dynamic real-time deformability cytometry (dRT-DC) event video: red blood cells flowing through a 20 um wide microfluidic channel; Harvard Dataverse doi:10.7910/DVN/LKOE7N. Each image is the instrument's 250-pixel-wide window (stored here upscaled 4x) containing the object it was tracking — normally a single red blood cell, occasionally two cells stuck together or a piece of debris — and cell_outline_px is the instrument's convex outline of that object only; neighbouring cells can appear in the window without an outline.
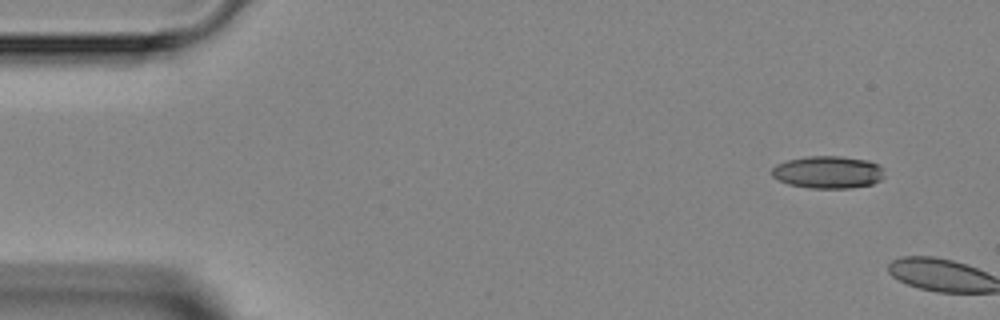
{"species": "Egyptian fruit bat (a non-hibernating species)", "species_latin": "Rousettus aegyptiacus", "temperature_condition": "room temperature", "stored_images_in_passage": 3, "camera_frame_rate_fps": 3000, "um_per_image_px": 0.085, "animal": {"sex": "female"}, "frame": {"image": 1, "passage_image": 1, "time_ms": 0.0, "image_size_px": [1000, 320], "cell_outline_px": [[884, 176], [880, 180], [872, 184], [848, 188], [808, 188], [788, 184], [772, 176], [772, 168], [776, 164], [788, 160], [808, 156], [840, 156], [868, 160], [884, 168]], "centroid_in_image_um": [70.39, 14.63], "position_along_channel_um": 14.6, "area_um2": 21.27}}